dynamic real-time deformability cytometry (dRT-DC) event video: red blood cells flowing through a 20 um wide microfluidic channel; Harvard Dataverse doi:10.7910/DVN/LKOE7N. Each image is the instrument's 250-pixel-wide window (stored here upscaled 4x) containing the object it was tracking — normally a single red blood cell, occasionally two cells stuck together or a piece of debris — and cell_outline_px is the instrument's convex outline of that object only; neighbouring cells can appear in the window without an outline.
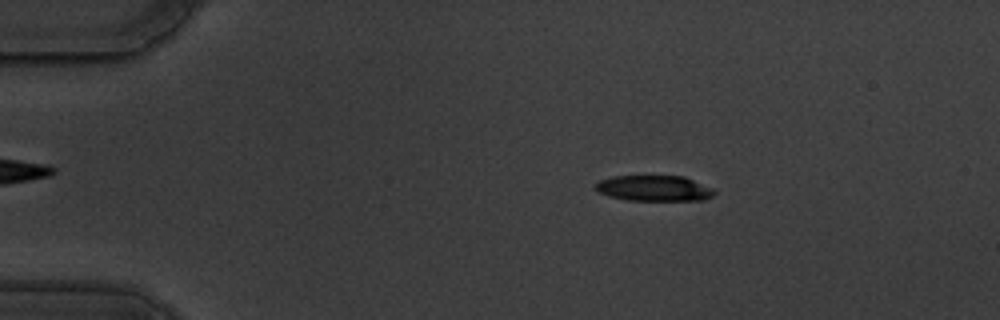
{"species": "common noctule bat (a hibernating species)", "species_latin": "Nyctalus noctula", "temperature_condition": "warm", "stored_images_in_passage": 58, "camera_frame_rate_fps": 3000, "um_per_image_px": 0.085, "animal": {"sex": "male", "body_mass_g": 19.5, "forearm_length_mm": 54.6}, "frame": {"image": 1, "passage_image": 11, "time_ms": 3.333, "image_size_px": [1000, 320], "cell_outline_px": [[716, 192], [712, 196], [704, 200], [628, 200], [608, 196], [600, 192], [596, 188], [596, 184], [600, 180], [612, 176], [684, 176], [712, 188]], "centroid_in_image_um": [55.61, 16.0], "position_along_channel_um": 29.4, "area_um2": 17.63}}
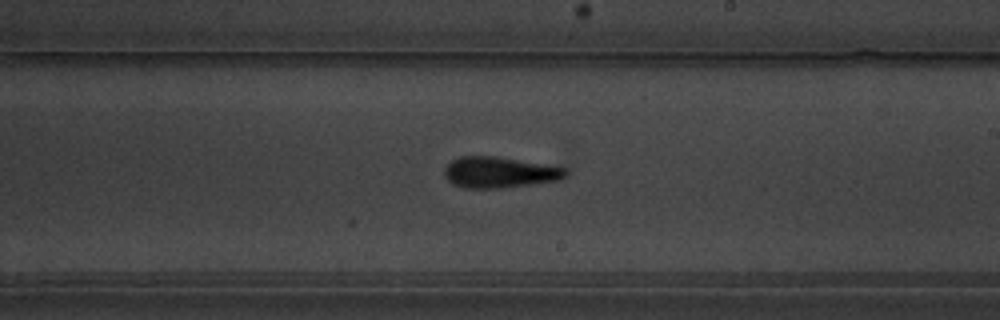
{"frame": {"image": 2, "passage_image": 35, "time_ms": 11.333, "image_size_px": [1000, 320], "cell_outline_px": [[568, 176], [560, 180], [496, 188], [464, 188], [452, 184], [444, 176], [444, 168], [452, 160], [460, 156], [496, 156], [568, 168]], "centroid_in_image_um": [42.45, 14.64], "position_along_channel_um": 246.5, "area_um2": 21.91}}
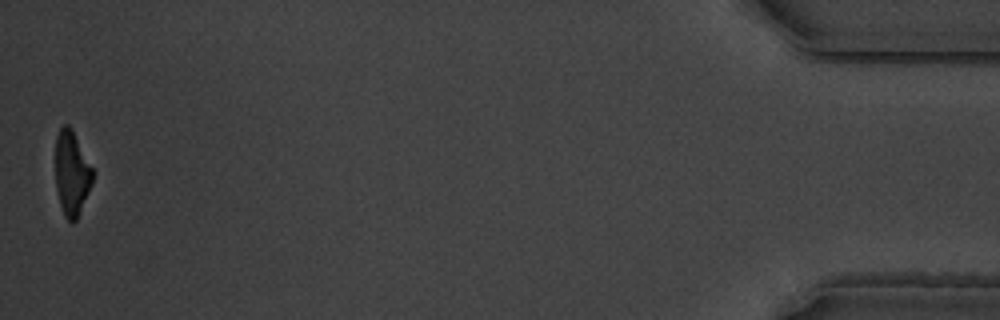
{"frame": {"image": 3, "passage_image": 58, "time_ms": 19.0, "image_size_px": [1000, 320], "cell_outline_px": [[96, 172], [92, 184], [76, 220], [72, 224], [64, 216], [60, 204], [56, 188], [56, 136], [60, 128], [64, 124], [68, 124], [72, 128]], "centroid_in_image_um": [6.13, 14.7], "position_along_channel_um": 429.1, "area_um2": 18.67}, "authors_computed_cell_mechanics": {"area_um2": 20.8658, "velocity_mm_per_s": 3.5234, "shape_relaxation_time_tau1_ms": 5.5549, "shape_relaxation_time_tau2_ms": 2.9849, "deformation_change_tau1": 0.2072, "deformation_change_tau2": 0.1343}}